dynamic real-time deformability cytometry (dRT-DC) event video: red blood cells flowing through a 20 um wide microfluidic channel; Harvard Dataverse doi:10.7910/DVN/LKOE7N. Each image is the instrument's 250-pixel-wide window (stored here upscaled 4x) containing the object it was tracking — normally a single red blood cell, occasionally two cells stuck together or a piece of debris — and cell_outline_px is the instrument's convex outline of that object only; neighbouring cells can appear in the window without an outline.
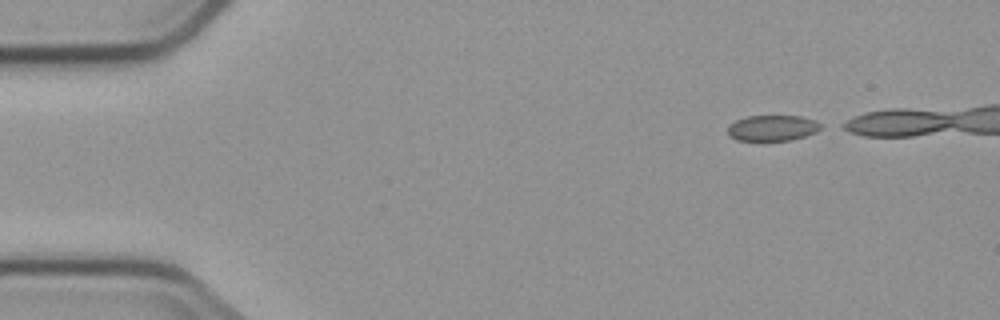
{"species": "common noctule bat (a hibernating species)", "species_latin": "Nyctalus noctula", "temperature_condition": "cold", "stored_images_in_passage": 6, "camera_frame_rate_fps": 3000, "um_per_image_px": 0.085, "animal": {"sex": "male", "body_mass_g": 23.1, "forearm_length_mm": 52.7}, "frame": {"image": 1, "passage_image": 1, "time_ms": 0.0, "image_size_px": [1000, 320], "cell_outline_px": [[824, 124], [816, 132], [792, 140], [736, 140], [728, 132], [728, 124], [736, 120], [748, 116], [800, 116], [816, 120]], "centroid_in_image_um": [65.69, 10.87], "position_along_channel_um": 19.3, "area_um2": 13.93}}